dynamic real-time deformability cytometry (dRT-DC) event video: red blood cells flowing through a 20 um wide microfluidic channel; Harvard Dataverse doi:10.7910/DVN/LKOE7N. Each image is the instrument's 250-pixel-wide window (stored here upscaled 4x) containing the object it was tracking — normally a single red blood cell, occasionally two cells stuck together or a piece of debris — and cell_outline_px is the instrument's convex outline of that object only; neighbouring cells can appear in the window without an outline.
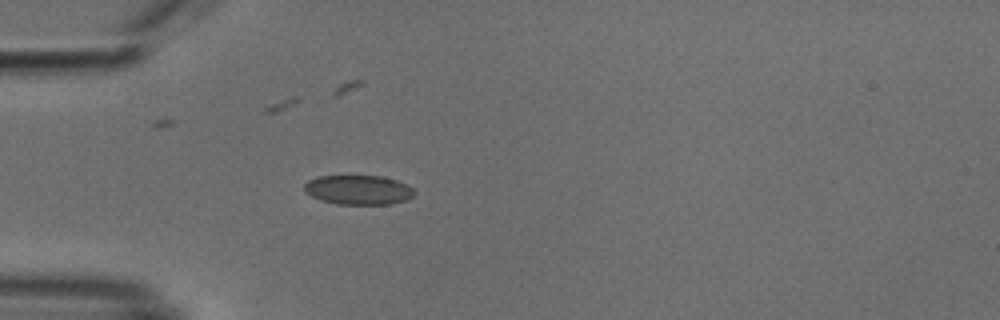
{"species": "common noctule bat (a hibernating species)", "species_latin": "Nyctalus noctula", "temperature_condition": "cold", "stored_images_in_passage": 39, "camera_frame_rate_fps": 3000, "um_per_image_px": 0.085, "animal": {"sex": "male", "body_mass_g": 18.8}, "frame": {"image": 1, "passage_image": 1, "time_ms": 0.0, "image_size_px": [1000, 320], "cell_outline_px": [[416, 192], [408, 200], [392, 204], [336, 204], [320, 200], [304, 192], [304, 184], [308, 180], [316, 176], [384, 176], [408, 184]], "centroid_in_image_um": [30.47, 16.14], "position_along_channel_um": 54.5, "area_um2": 19.13}}
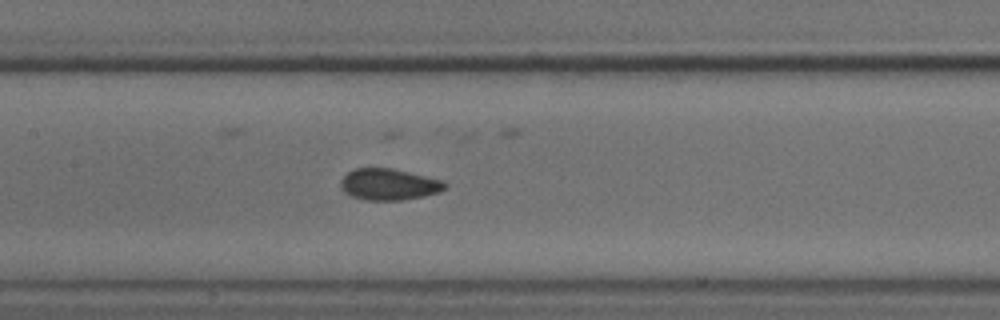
{"frame": {"image": 2, "passage_image": 11, "time_ms": 3.333, "image_size_px": [1000, 320], "cell_outline_px": [[448, 188], [440, 192], [424, 196], [400, 200], [364, 200], [352, 196], [344, 192], [340, 188], [340, 180], [348, 172], [356, 168], [392, 168], [444, 180], [448, 184]], "centroid_in_image_um": [33.08, 15.67], "position_along_channel_um": 174.3, "area_um2": 19.31}}
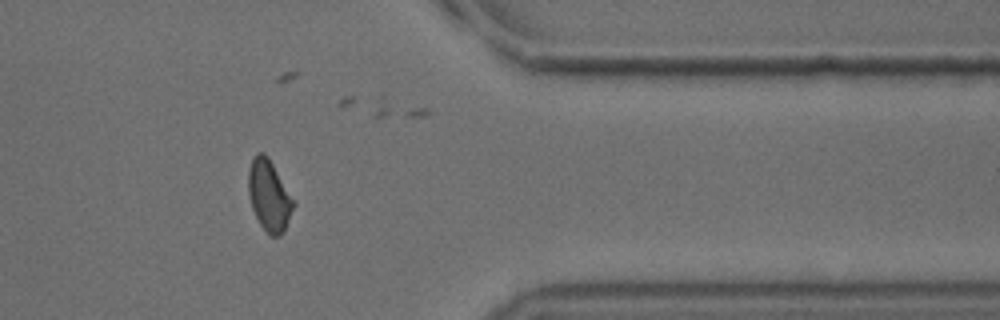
{"frame": {"image": 3, "passage_image": 29, "time_ms": 9.333, "image_size_px": [1000, 320], "cell_outline_px": [[296, 204], [284, 232], [280, 236], [268, 236], [260, 224], [252, 208], [248, 192], [248, 168], [252, 156], [256, 152], [264, 152], [268, 156]], "centroid_in_image_um": [22.86, 16.62], "position_along_channel_um": 388.5, "area_um2": 18.9}, "authors_computed_cell_mechanics": {"area_um2": 18.496, "velocity_mm_per_s": 3.8215, "shape_relaxation_time_tau1_ms": null, "shape_relaxation_time_tau2_ms": 1.2567, "deformation_change_tau1": null, "deformation_change_tau2": 0.046}}